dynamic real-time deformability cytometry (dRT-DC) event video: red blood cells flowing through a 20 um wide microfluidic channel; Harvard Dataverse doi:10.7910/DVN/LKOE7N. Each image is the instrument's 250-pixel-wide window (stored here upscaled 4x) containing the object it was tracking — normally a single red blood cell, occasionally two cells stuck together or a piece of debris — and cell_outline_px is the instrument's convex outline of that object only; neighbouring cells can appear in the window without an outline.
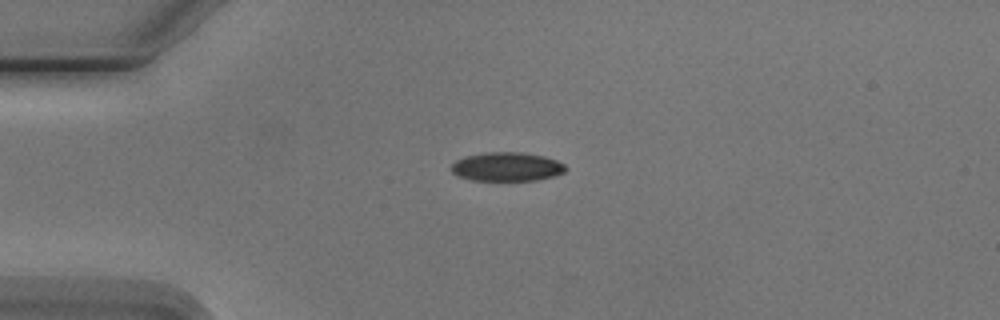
{"species": "Egyptian fruit bat (a non-hibernating species)", "species_latin": "Rousettus aegyptiacus", "temperature_condition": "cold", "stored_images_in_passage": 7, "camera_frame_rate_fps": 3000, "um_per_image_px": 0.085, "animal": {"sex": "male"}, "frame": {"image": 1, "passage_image": 1, "time_ms": 0.0, "image_size_px": [1000, 320], "cell_outline_px": [[568, 168], [564, 172], [556, 176], [536, 180], [472, 180], [460, 176], [452, 172], [452, 164], [456, 160], [464, 156], [484, 152], [524, 152], [544, 156], [556, 160], [564, 164]], "centroid_in_image_um": [43.11, 14.16], "position_along_channel_um": 41.9, "area_um2": 19.31}}
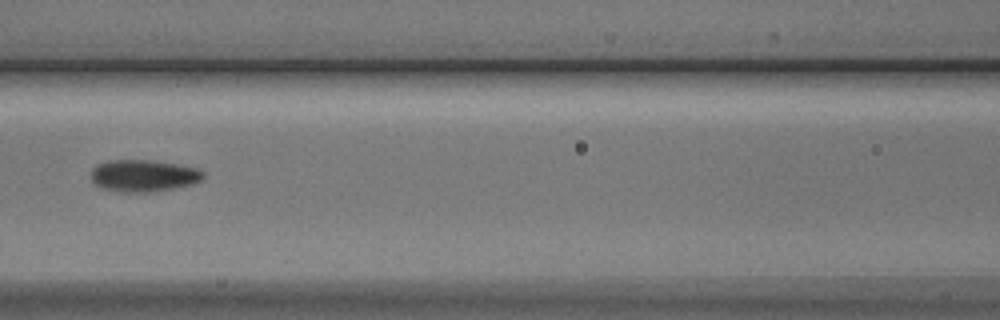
{"frame": {"image": 2, "passage_image": 4, "time_ms": 3.667, "image_size_px": [1000, 320], "cell_outline_px": [[204, 176], [200, 180], [192, 184], [152, 192], [120, 192], [100, 188], [92, 184], [92, 168], [96, 164], [112, 160], [148, 160], [176, 164], [196, 168], [204, 172]], "centroid_in_image_um": [12.15, 14.94], "position_along_channel_um": 154.5, "area_um2": 20.87}}
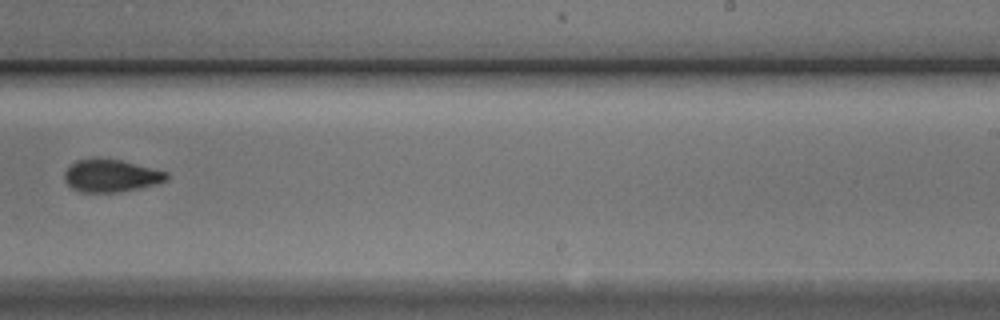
{"frame": {"image": 3, "passage_image": 7, "time_ms": 7.0, "image_size_px": [1000, 320], "cell_outline_px": [[168, 180], [156, 184], [116, 192], [80, 192], [72, 188], [64, 180], [64, 172], [76, 160], [96, 156], [120, 160], [168, 172]], "centroid_in_image_um": [9.4, 14.91], "position_along_channel_um": 279.6, "area_um2": 19.48}}